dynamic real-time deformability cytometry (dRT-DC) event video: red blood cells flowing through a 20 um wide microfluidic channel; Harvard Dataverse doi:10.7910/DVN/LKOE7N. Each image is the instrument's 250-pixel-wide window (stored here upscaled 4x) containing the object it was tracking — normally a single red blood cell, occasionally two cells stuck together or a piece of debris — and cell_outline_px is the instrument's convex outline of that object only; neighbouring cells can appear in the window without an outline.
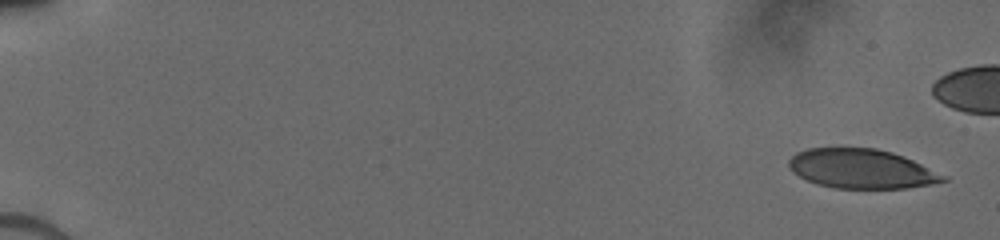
{"species": "human", "species_latin": "Homo sapiens", "temperature_condition": "cold", "stored_images_in_passage": 9, "camera_frame_rate_fps": 3000, "um_per_image_px": 0.085, "donor": {"sex": "male"}, "frame": {"image": 1, "passage_image": 1, "time_ms": 0.0, "image_size_px": [1000, 240], "cell_outline_px": [[948, 180], [932, 184], [904, 188], [836, 188], [816, 184], [792, 172], [788, 168], [788, 160], [796, 152], [808, 148], [876, 148], [892, 152], [904, 156], [948, 176]], "centroid_in_image_um": [73.22, 14.34], "position_along_channel_um": 11.8, "area_um2": 35.49}}